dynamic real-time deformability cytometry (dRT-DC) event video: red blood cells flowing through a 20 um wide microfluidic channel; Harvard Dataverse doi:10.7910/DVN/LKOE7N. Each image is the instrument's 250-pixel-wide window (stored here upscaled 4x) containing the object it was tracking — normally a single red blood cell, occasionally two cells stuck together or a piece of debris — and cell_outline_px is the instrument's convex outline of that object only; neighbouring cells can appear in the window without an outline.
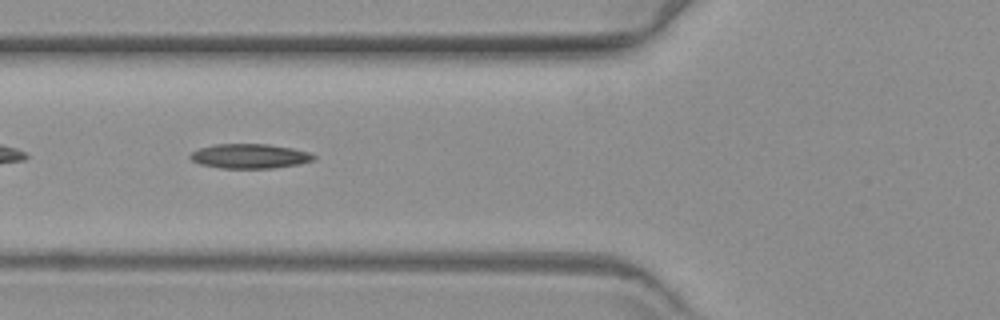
{"species": "common noctule bat (a hibernating species)", "species_latin": "Nyctalus noctula", "temperature_condition": "warm", "stored_images_in_passage": 20, "camera_frame_rate_fps": 3000, "um_per_image_px": 0.085, "animal": {"sex": "female", "body_mass_g": 19.3, "forearm_length_mm": 54.1}, "frame": {"image": 1, "passage_image": 6, "time_ms": 1.667, "image_size_px": [1000, 320], "cell_outline_px": [[316, 156], [312, 160], [300, 164], [272, 168], [220, 168], [200, 164], [192, 160], [188, 156], [192, 152], [200, 148], [216, 144], [268, 144], [292, 148], [308, 152]], "centroid_in_image_um": [21.21, 13.27], "position_along_channel_um": 104.6, "area_um2": 17.57}}
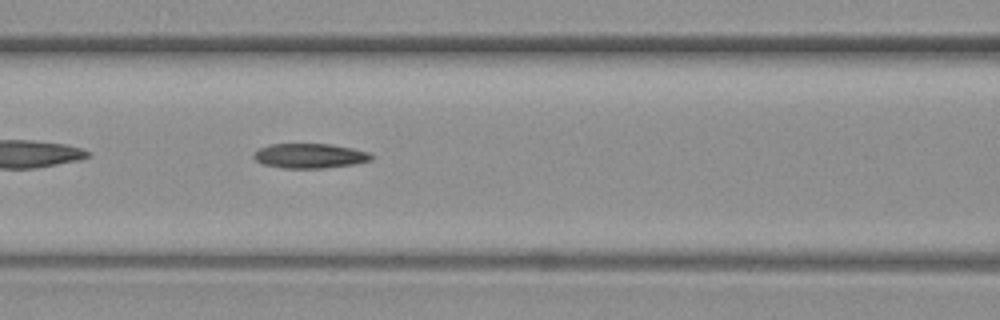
{"frame": {"image": 2, "passage_image": 9, "time_ms": 2.667, "image_size_px": [1000, 320], "cell_outline_px": [[376, 156], [372, 160], [352, 164], [324, 168], [284, 168], [264, 164], [256, 160], [252, 156], [252, 152], [268, 144], [332, 144], [352, 148], [368, 152]], "centroid_in_image_um": [26.33, 13.24], "position_along_channel_um": 140.3, "area_um2": 16.99}}
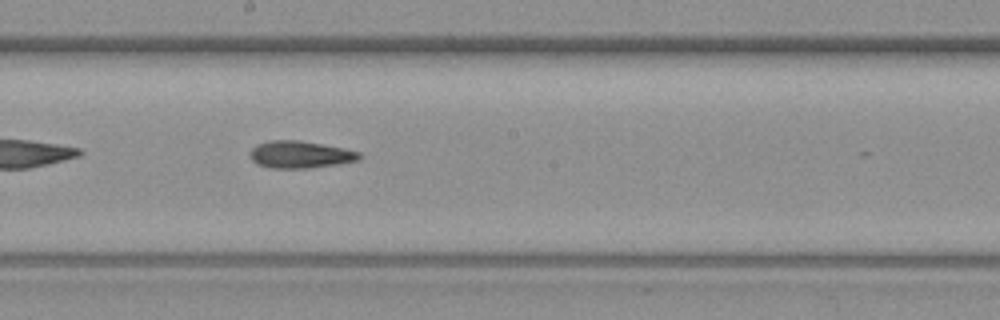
{"frame": {"image": 3, "passage_image": 16, "time_ms": 5.0, "image_size_px": [1000, 320], "cell_outline_px": [[360, 160], [336, 164], [308, 168], [268, 168], [256, 164], [248, 156], [248, 152], [256, 144], [268, 140], [300, 140], [344, 148], [360, 152]], "centroid_in_image_um": [25.45, 13.13], "position_along_channel_um": 222.8, "area_um2": 17.51}}